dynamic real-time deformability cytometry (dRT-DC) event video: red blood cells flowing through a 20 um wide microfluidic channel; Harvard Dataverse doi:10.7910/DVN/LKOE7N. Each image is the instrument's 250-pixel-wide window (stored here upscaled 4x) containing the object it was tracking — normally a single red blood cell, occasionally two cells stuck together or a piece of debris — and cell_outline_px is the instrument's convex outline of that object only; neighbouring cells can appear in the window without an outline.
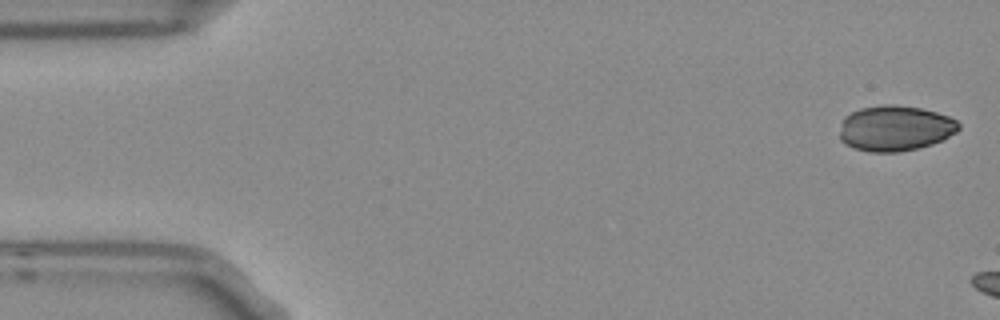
{"species": "Egyptian fruit bat (a non-hibernating species)", "species_latin": "Rousettus aegyptiacus", "temperature_condition": "room temperature", "stored_images_in_passage": 2, "camera_frame_rate_fps": 3000, "um_per_image_px": 0.085, "frame": {"image": 1, "passage_image": 1, "time_ms": 0.0, "image_size_px": [1000, 320], "cell_outline_px": [[960, 128], [956, 132], [944, 140], [932, 144], [916, 148], [896, 152], [868, 152], [844, 144], [840, 140], [840, 124], [844, 116], [860, 108], [884, 104], [896, 104], [920, 108], [936, 112], [948, 116], [956, 120], [960, 124]], "centroid_in_image_um": [76.07, 10.9], "position_along_channel_um": 8.9, "area_um2": 31.79}}